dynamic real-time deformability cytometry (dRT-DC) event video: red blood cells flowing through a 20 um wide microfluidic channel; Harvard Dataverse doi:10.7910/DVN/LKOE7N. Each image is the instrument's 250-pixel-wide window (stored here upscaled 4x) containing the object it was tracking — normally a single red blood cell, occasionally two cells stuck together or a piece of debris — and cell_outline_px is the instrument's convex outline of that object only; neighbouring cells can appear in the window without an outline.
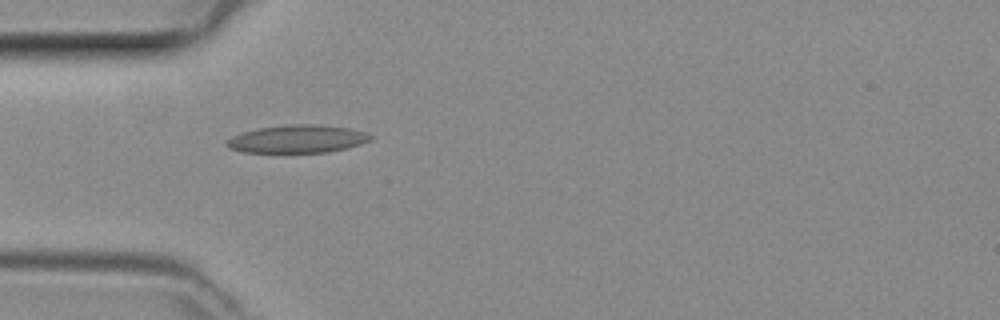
{"species": "common noctule bat (a hibernating species)", "species_latin": "Nyctalus noctula", "temperature_condition": "room temperature", "stored_images_in_passage": 31, "camera_frame_rate_fps": 3000, "um_per_image_px": 0.085, "animal": {"sex": "female", "body_mass_g": 29.2, "forearm_length_mm": 56.3}, "frame": {"image": 1, "passage_image": 1, "time_ms": 0.0, "image_size_px": [1000, 320], "cell_outline_px": [[372, 140], [360, 144], [328, 152], [244, 152], [228, 148], [224, 144], [232, 136], [256, 128], [284, 124], [316, 124], [348, 128], [364, 132], [372, 136]], "centroid_in_image_um": [25.25, 11.8], "position_along_channel_um": 59.8, "area_um2": 23.29}}
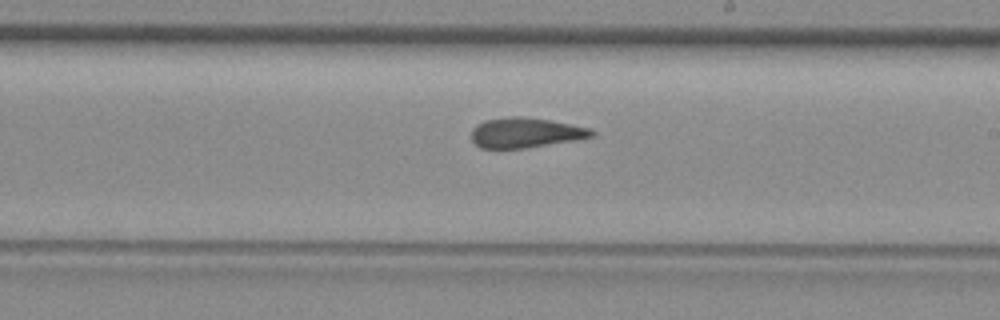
{"frame": {"image": 2, "passage_image": 14, "time_ms": 4.333, "image_size_px": [1000, 320], "cell_outline_px": [[596, 136], [528, 148], [480, 148], [472, 140], [472, 128], [488, 120], [512, 116], [520, 116], [548, 120], [592, 128], [596, 132]], "centroid_in_image_um": [44.72, 11.29], "position_along_channel_um": 244.3, "area_um2": 20.87}}
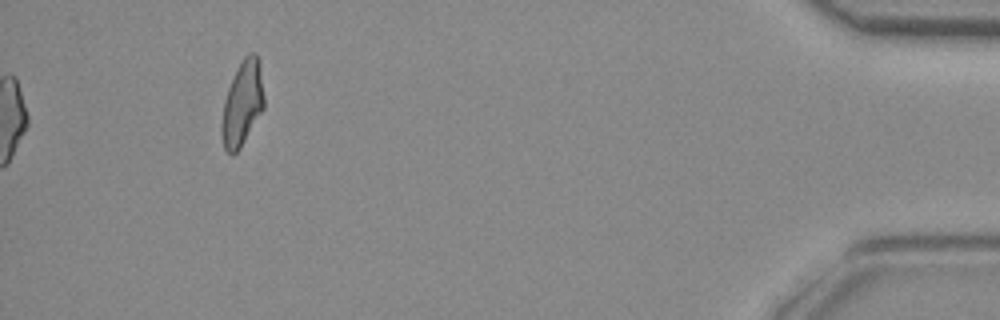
{"frame": {"image": 3, "passage_image": 31, "time_ms": 10.0, "image_size_px": [1000, 320], "cell_outline_px": [[264, 108], [240, 148], [232, 156], [224, 148], [220, 132], [220, 124], [224, 100], [228, 88], [236, 68], [244, 56], [252, 52], [256, 52], [260, 60], [264, 96]], "centroid_in_image_um": [20.59, 8.77], "position_along_channel_um": 414.6, "area_um2": 21.27}}